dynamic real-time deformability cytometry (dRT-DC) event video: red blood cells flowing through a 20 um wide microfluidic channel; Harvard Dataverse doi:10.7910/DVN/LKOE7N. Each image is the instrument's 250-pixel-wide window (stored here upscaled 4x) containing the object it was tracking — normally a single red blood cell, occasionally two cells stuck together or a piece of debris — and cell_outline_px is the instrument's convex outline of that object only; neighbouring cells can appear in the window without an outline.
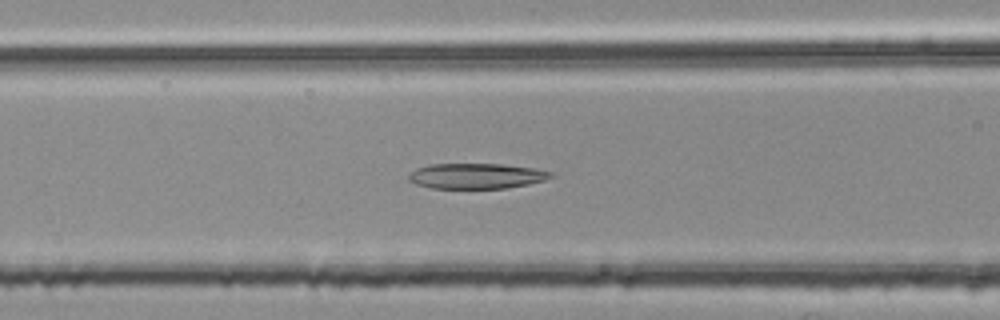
{"species": "common noctule bat (a hibernating species)", "species_latin": "Nyctalus noctula", "temperature_condition": "room temperature", "stored_images_in_passage": 39, "camera_frame_rate_fps": 3000, "um_per_image_px": 0.085, "animal": {"sex": "female", "body_mass_g": 25.1}, "frame": {"image": 1, "passage_image": 11, "time_ms": 3.333, "image_size_px": [1000, 320], "cell_outline_px": [[556, 176], [544, 180], [528, 184], [504, 188], [432, 188], [416, 184], [408, 180], [408, 176], [416, 168], [428, 164], [500, 164], [532, 168], [556, 172]], "centroid_in_image_um": [40.51, 14.95], "position_along_channel_um": 126.1, "area_um2": 21.04}}
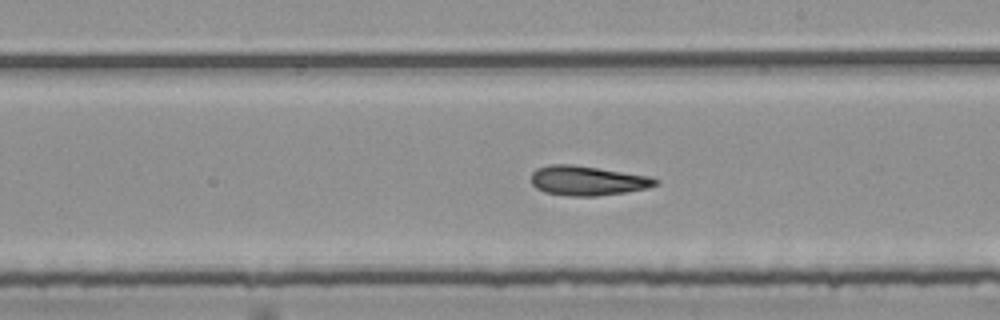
{"frame": {"image": 2, "passage_image": 20, "time_ms": 6.333, "image_size_px": [1000, 320], "cell_outline_px": [[660, 184], [648, 188], [624, 192], [596, 196], [572, 196], [544, 192], [536, 188], [532, 184], [532, 172], [536, 168], [552, 164], [572, 164], [648, 176], [660, 180]], "centroid_in_image_um": [49.94, 15.35], "position_along_channel_um": 239.1, "area_um2": 21.33}}
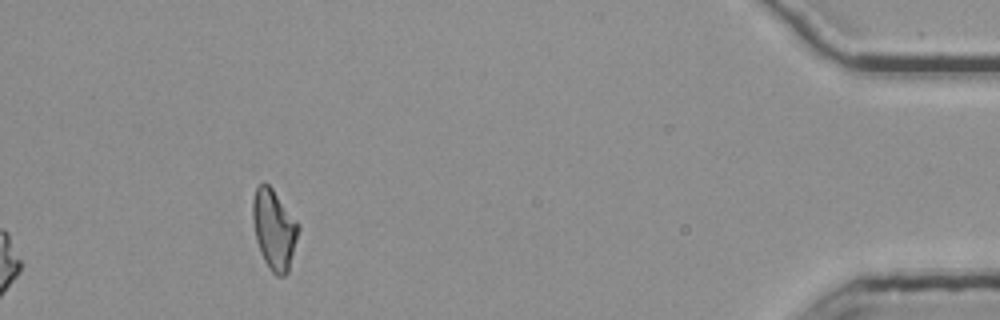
{"frame": {"image": 3, "passage_image": 39, "time_ms": 12.667, "image_size_px": [1000, 320], "cell_outline_px": [[300, 228], [288, 272], [284, 276], [276, 276], [272, 272], [264, 260], [260, 252], [256, 240], [252, 220], [252, 200], [256, 188], [264, 180], [272, 188], [300, 224]], "centroid_in_image_um": [23.3, 19.48], "position_along_channel_um": 411.9, "area_um2": 21.44}, "authors_computed_cell_mechanics": {"area_um2": 21.4438, "velocity_mm_per_s": 3.7681, "shape_relaxation_time_tau1_ms": null, "shape_relaxation_time_tau2_ms": 5.0824, "deformation_change_tau1": null, "deformation_change_tau2": 0.1455}}